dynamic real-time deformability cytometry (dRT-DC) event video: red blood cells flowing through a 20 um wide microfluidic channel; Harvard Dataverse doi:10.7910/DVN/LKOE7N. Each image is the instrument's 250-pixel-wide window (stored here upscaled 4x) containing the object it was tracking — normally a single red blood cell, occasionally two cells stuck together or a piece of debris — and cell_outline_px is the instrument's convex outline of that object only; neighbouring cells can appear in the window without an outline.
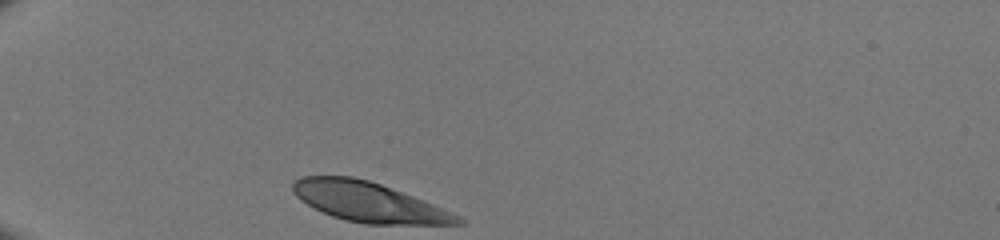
{"species": "human", "species_latin": "Homo sapiens", "temperature_condition": "room temperature", "stored_images_in_passage": 28, "camera_frame_rate_fps": 3000, "um_per_image_px": 0.085, "donor": {"sex": "male"}, "frame": {"image": 1, "passage_image": 1, "time_ms": 0.0, "image_size_px": [1000, 240], "cell_outline_px": [[464, 224], [364, 224], [344, 220], [332, 216], [300, 200], [292, 192], [292, 184], [300, 176], [352, 176], [368, 180], [380, 184], [424, 200], [460, 216], [464, 220]], "centroid_in_image_um": [31.32, 17.17], "position_along_channel_um": 53.7, "area_um2": 37.92}}
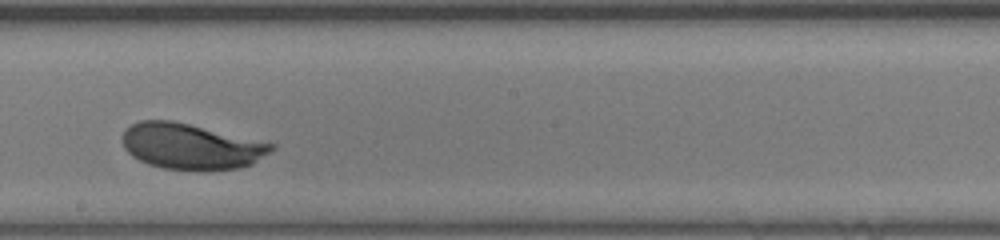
{"frame": {"image": 2, "passage_image": 16, "time_ms": 5.0, "image_size_px": [1000, 240], "cell_outline_px": [[276, 148], [252, 164], [240, 168], [212, 172], [164, 168], [148, 164], [132, 156], [124, 148], [120, 136], [124, 128], [140, 120], [172, 120], [276, 144]], "centroid_in_image_um": [16.22, 12.46], "position_along_channel_um": 232.0, "area_um2": 40.29}}
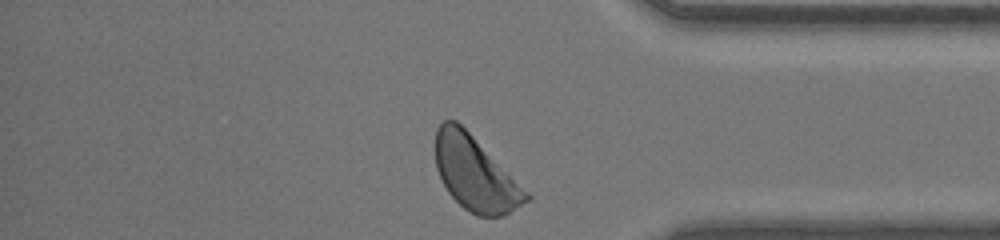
{"frame": {"image": 3, "passage_image": 28, "time_ms": 9.0, "image_size_px": [1000, 240], "cell_outline_px": [[532, 196], [528, 200], [504, 216], [476, 216], [464, 208], [448, 192], [436, 168], [436, 128], [444, 120], [456, 120]], "centroid_in_image_um": [40.38, 14.78], "position_along_channel_um": 394.8, "area_um2": 38.26}}